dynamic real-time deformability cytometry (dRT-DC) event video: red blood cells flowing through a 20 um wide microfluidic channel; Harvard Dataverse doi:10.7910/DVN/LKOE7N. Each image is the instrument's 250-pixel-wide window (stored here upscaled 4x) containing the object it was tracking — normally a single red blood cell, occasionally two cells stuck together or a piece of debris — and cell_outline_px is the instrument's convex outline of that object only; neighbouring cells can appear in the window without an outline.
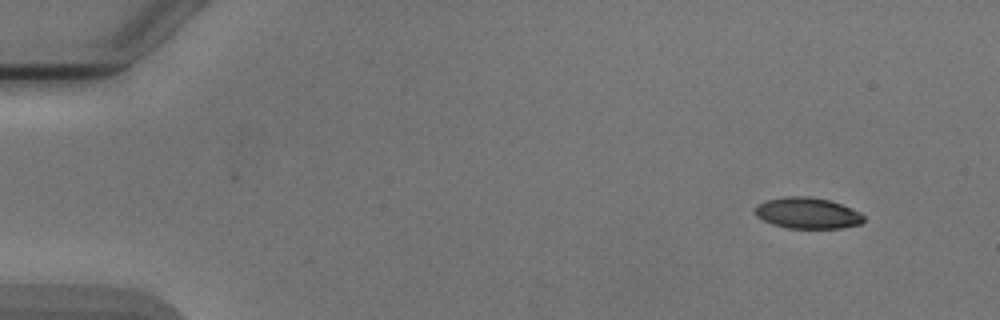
{"species": "Egyptian fruit bat (a non-hibernating species)", "species_latin": "Rousettus aegyptiacus", "temperature_condition": "cold", "stored_images_in_passage": 4, "camera_frame_rate_fps": 3000, "um_per_image_px": 0.085, "animal": {"sex": "male"}, "frame": {"image": 1, "passage_image": 1, "time_ms": 0.0, "image_size_px": [1000, 320], "cell_outline_px": [[864, 220], [860, 224], [840, 228], [788, 228], [772, 224], [756, 216], [756, 204], [768, 200], [784, 196], [808, 196], [828, 200], [852, 208], [860, 212], [864, 216]], "centroid_in_image_um": [68.64, 18.11], "position_along_channel_um": 16.4, "area_um2": 19.59}}